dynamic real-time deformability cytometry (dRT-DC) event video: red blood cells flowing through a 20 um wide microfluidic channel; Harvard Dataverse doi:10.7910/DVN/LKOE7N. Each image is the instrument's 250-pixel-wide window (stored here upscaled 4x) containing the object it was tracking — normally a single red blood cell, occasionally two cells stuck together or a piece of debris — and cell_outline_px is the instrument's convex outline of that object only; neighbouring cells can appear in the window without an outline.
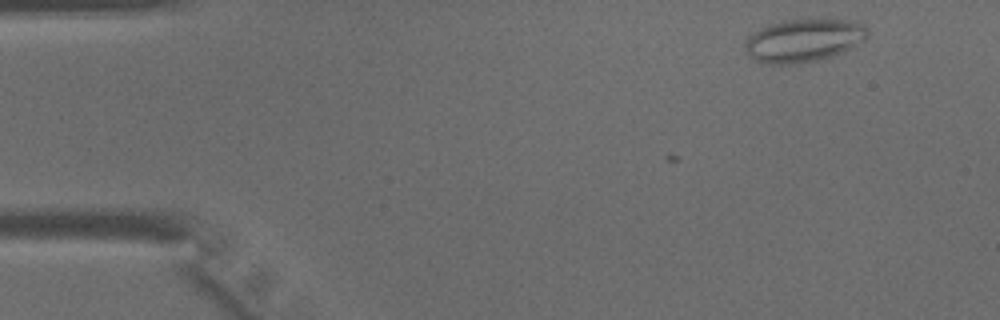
{"species": "common noctule bat (a hibernating species)", "species_latin": "Nyctalus noctula", "temperature_condition": "warm", "stored_images_in_passage": 4, "camera_frame_rate_fps": 3000, "um_per_image_px": 0.085, "animal": {"sex": "male", "body_mass_g": 15.6}, "frame": {"image": 1, "passage_image": 4, "time_ms": 1.0, "image_size_px": [1000, 320], "cell_outline_px": [[868, 36], [864, 40], [844, 52], [832, 56], [816, 60], [792, 64], [768, 64], [756, 60], [744, 48], [744, 44], [748, 36], [752, 32], [768, 24], [784, 20], [812, 16], [860, 20], [864, 24], [868, 32]], "centroid_in_image_um": [68.37, 3.36], "position_along_channel_um": 16.6, "area_um2": 31.79}}